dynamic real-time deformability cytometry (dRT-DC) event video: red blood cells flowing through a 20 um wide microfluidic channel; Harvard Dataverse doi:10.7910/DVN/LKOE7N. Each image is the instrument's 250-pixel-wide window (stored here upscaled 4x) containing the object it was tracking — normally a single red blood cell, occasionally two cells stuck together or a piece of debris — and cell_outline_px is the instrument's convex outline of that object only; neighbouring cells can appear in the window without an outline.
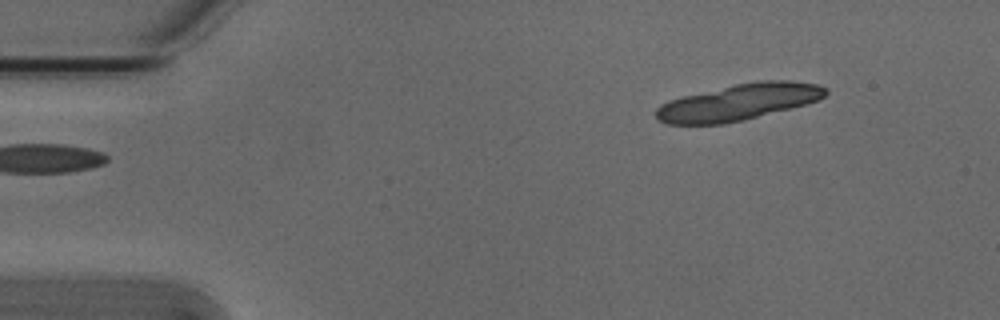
{"species": "Egyptian fruit bat (a non-hibernating species)", "species_latin": "Rousettus aegyptiacus", "temperature_condition": "cold", "stored_images_in_passage": 7, "segment_of_instrument_passage": [1, 2], "camera_frame_rate_fps": 3000, "um_per_image_px": 0.085, "animal": {"sex": "male"}, "frame": {"image": 1, "passage_image": 1, "time_ms": 0.0, "image_size_px": [1000, 320], "cell_outline_px": [[828, 92], [820, 100], [744, 120], [724, 124], [664, 124], [656, 120], [656, 108], [660, 104], [668, 100], [684, 96], [736, 84], [760, 80], [788, 80], [816, 84], [828, 88]], "centroid_in_image_um": [62.77, 8.69], "position_along_channel_um": 22.2, "area_um2": 35.84}}